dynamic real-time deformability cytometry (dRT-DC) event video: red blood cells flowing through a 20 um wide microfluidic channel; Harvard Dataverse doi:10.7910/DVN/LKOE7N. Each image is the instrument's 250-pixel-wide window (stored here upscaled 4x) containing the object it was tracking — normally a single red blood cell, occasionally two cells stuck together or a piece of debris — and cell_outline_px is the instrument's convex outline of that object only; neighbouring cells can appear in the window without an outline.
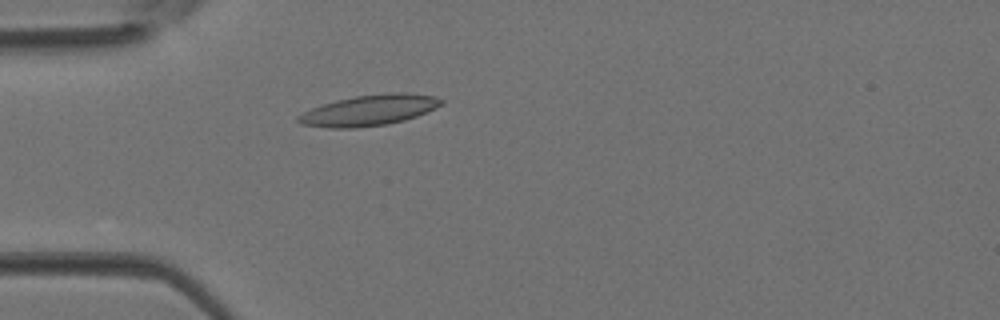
{"species": "Egyptian fruit bat (a non-hibernating species)", "species_latin": "Rousettus aegyptiacus", "temperature_condition": "room temperature", "stored_images_in_passage": 4, "camera_frame_rate_fps": 3000, "um_per_image_px": 0.085, "animal": {"sex": "female"}, "frame": {"image": 1, "passage_image": 4, "time_ms": 1.0, "image_size_px": [1000, 320], "cell_outline_px": [[444, 104], [436, 108], [416, 116], [404, 120], [388, 124], [356, 128], [328, 128], [300, 124], [296, 120], [296, 116], [312, 108], [324, 104], [356, 96], [392, 92], [408, 92], [436, 96], [444, 100]], "centroid_in_image_um": [31.42, 9.37], "position_along_channel_um": 53.6, "area_um2": 25.66}}